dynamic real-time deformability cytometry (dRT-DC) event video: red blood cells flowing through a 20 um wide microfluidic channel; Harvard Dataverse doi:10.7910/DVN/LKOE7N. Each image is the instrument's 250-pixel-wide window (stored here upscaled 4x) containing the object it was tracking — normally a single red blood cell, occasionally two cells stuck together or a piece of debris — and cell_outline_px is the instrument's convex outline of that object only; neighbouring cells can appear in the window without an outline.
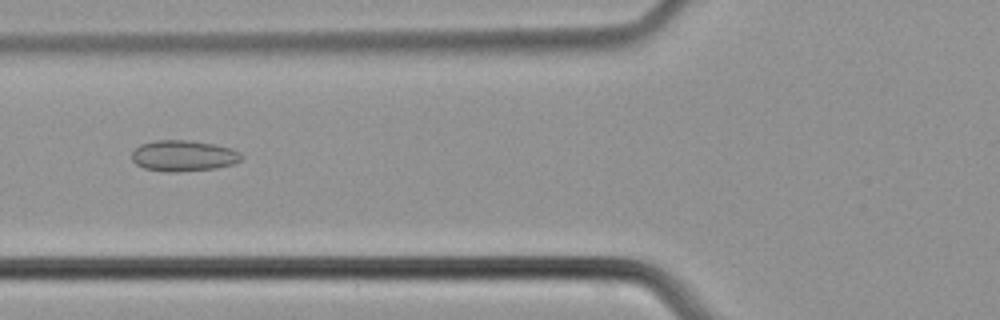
{"species": "common noctule bat (a hibernating species)", "species_latin": "Nyctalus noctula", "temperature_condition": "cold", "stored_images_in_passage": 49, "camera_frame_rate_fps": 3000, "um_per_image_px": 0.085, "animal": {"sex": "male", "body_mass_g": 21.5, "forearm_length_mm": 52.0}, "frame": {"image": 1, "passage_image": 19, "time_ms": 6.0, "image_size_px": [1000, 320], "cell_outline_px": [[244, 156], [240, 160], [232, 164], [216, 168], [176, 172], [164, 172], [144, 168], [136, 164], [132, 160], [132, 152], [140, 144], [156, 140], [192, 140], [232, 148], [240, 152]], "centroid_in_image_um": [15.59, 13.24], "position_along_channel_um": 110.2, "area_um2": 19.88}}
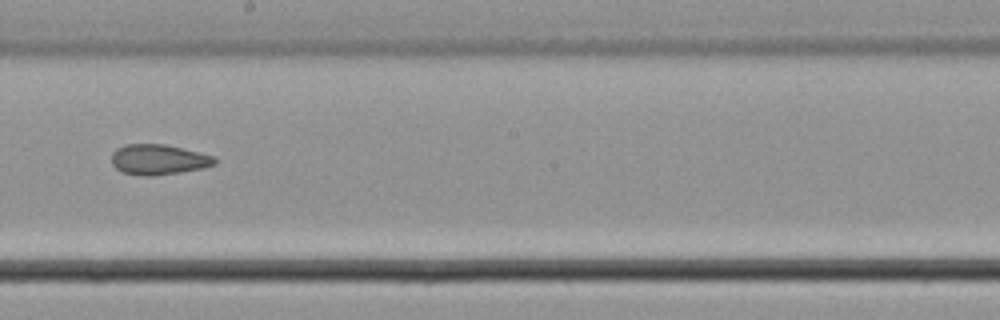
{"frame": {"image": 2, "passage_image": 28, "time_ms": 9.0, "image_size_px": [1000, 320], "cell_outline_px": [[216, 164], [204, 168], [180, 172], [152, 176], [144, 176], [124, 172], [116, 168], [112, 164], [112, 152], [116, 148], [124, 144], [164, 144], [200, 152], [216, 156]], "centroid_in_image_um": [13.49, 13.55], "position_along_channel_um": 234.7, "area_um2": 18.32}}
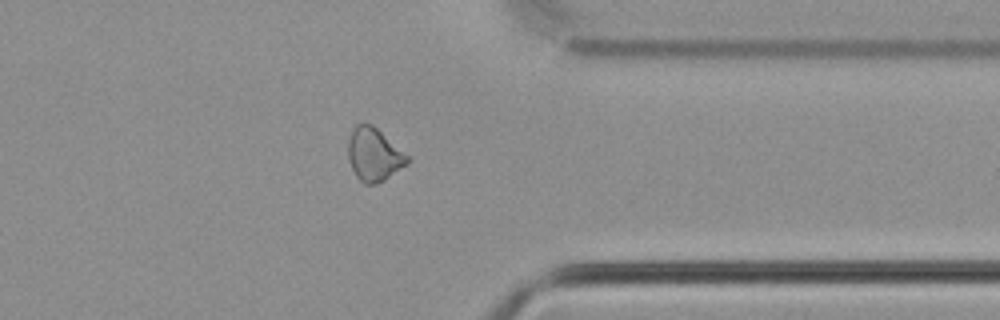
{"frame": {"image": 3, "passage_image": 39, "time_ms": 12.667, "image_size_px": [1000, 320], "cell_outline_px": [[408, 164], [384, 180], [376, 184], [364, 184], [356, 176], [352, 168], [348, 156], [348, 140], [352, 128], [356, 124], [372, 124], [408, 156]], "centroid_in_image_um": [31.76, 13.14], "position_along_channel_um": 379.6, "area_um2": 18.09}}